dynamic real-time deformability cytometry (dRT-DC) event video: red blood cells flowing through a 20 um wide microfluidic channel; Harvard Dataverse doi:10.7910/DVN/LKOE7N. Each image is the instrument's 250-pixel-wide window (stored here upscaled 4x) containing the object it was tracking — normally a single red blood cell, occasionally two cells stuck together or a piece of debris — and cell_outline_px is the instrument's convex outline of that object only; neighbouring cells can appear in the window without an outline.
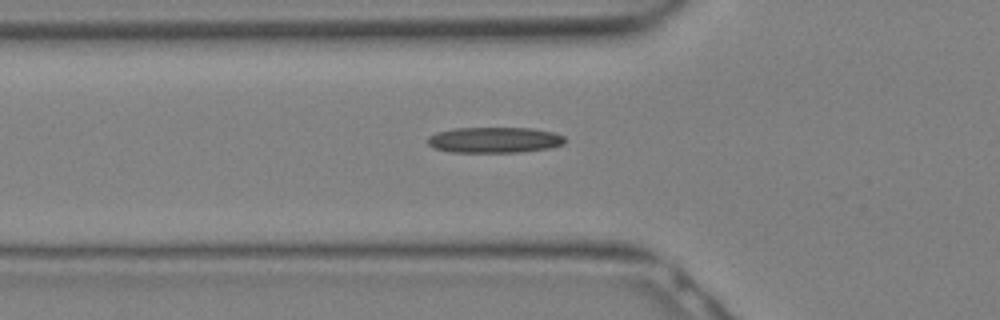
{"species": "Egyptian fruit bat (a non-hibernating species)", "species_latin": "Rousettus aegyptiacus", "temperature_condition": "warm", "stored_images_in_passage": 24, "segment_of_instrument_passage": [1, 2], "camera_frame_rate_fps": 3000, "um_per_image_px": 0.085, "animal": {"sex": "female"}, "frame": {"image": 1, "passage_image": 4, "time_ms": 1.0, "image_size_px": [1000, 320], "cell_outline_px": [[564, 144], [548, 148], [520, 152], [452, 152], [432, 148], [428, 144], [428, 136], [436, 132], [452, 128], [532, 128], [552, 132], [564, 136]], "centroid_in_image_um": [41.98, 11.89], "position_along_channel_um": 83.8, "area_um2": 20.63}}
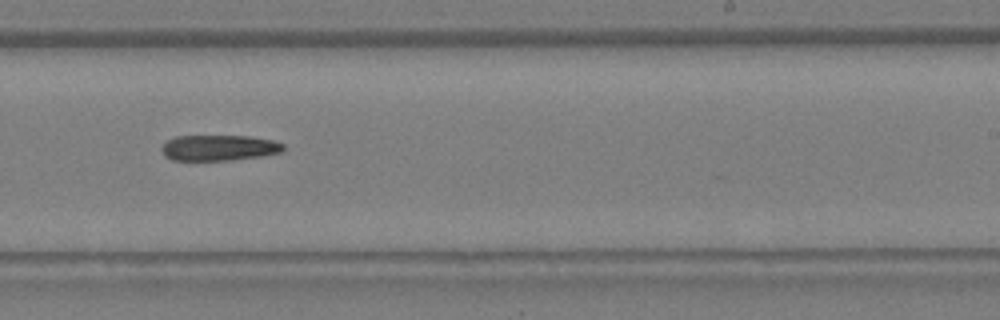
{"frame": {"image": 2, "passage_image": 12, "time_ms": 3.667, "image_size_px": [1000, 320], "cell_outline_px": [[284, 152], [260, 156], [232, 160], [172, 160], [164, 156], [160, 148], [168, 140], [176, 136], [252, 136], [276, 140], [284, 144]], "centroid_in_image_um": [18.65, 12.56], "position_along_channel_um": 270.4, "area_um2": 18.44}}
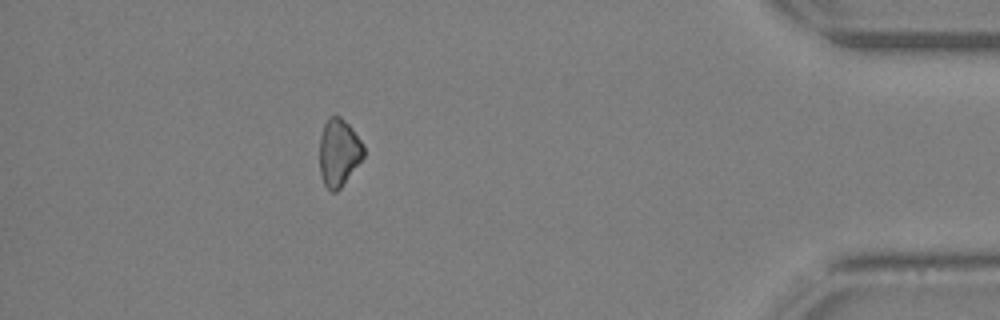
{"frame": {"image": 3, "passage_image": 20, "time_ms": 6.333, "image_size_px": [1000, 320], "cell_outline_px": [[364, 156], [340, 188], [336, 192], [332, 192], [324, 184], [320, 172], [320, 136], [324, 124], [328, 116], [340, 116], [352, 128], [364, 144]], "centroid_in_image_um": [28.79, 12.94], "position_along_channel_um": 406.4, "area_um2": 17.22}}